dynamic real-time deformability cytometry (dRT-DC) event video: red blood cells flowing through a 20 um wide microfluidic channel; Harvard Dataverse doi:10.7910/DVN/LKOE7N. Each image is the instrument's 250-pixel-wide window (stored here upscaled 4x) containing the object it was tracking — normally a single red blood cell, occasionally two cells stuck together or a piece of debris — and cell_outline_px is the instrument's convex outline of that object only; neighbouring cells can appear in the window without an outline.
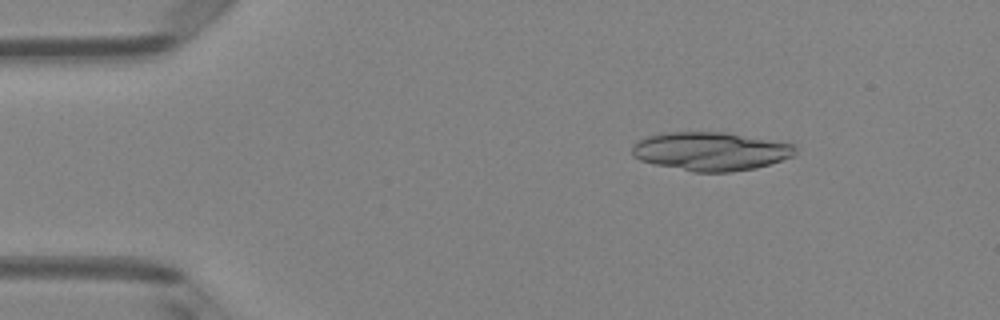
{"species": "Egyptian fruit bat (a non-hibernating species)", "species_latin": "Rousettus aegyptiacus", "temperature_condition": "room temperature", "stored_images_in_passage": 46, "camera_frame_rate_fps": 3000, "um_per_image_px": 0.085, "animal": {"sex": "female"}, "frame": {"image": 1, "passage_image": 7, "time_ms": 2.0, "image_size_px": [1000, 320], "cell_outline_px": [[796, 152], [792, 156], [756, 168], [732, 172], [692, 172], [656, 164], [640, 160], [632, 156], [632, 144], [648, 136], [668, 132], [724, 132], [792, 144], [796, 148]], "centroid_in_image_um": [60.36, 12.87], "position_along_channel_um": 24.6, "area_um2": 36.36}}